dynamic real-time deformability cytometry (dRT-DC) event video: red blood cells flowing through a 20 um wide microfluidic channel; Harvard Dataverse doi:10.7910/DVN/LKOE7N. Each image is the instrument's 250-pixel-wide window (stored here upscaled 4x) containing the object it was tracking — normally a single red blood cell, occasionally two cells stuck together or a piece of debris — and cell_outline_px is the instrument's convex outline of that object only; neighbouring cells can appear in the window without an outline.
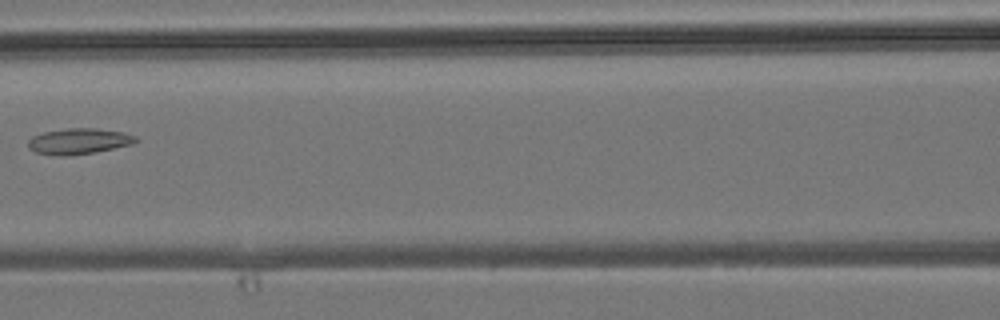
{"species": "common noctule bat (a hibernating species)", "species_latin": "Nyctalus noctula", "temperature_condition": "room temperature", "stored_images_in_passage": 7, "camera_frame_rate_fps": 3000, "um_per_image_px": 0.085, "animal": {"sex": "male", "body_mass_g": 19.2, "forearm_length_mm": 51.8}, "frame": {"image": 1, "passage_image": 6, "time_ms": 6.667, "image_size_px": [1000, 320], "cell_outline_px": [[140, 140], [132, 144], [92, 152], [36, 152], [28, 148], [28, 140], [32, 136], [44, 132], [68, 128], [96, 128], [124, 132], [136, 136]], "centroid_in_image_um": [6.77, 11.93], "position_along_channel_um": 159.8, "area_um2": 15.2}}
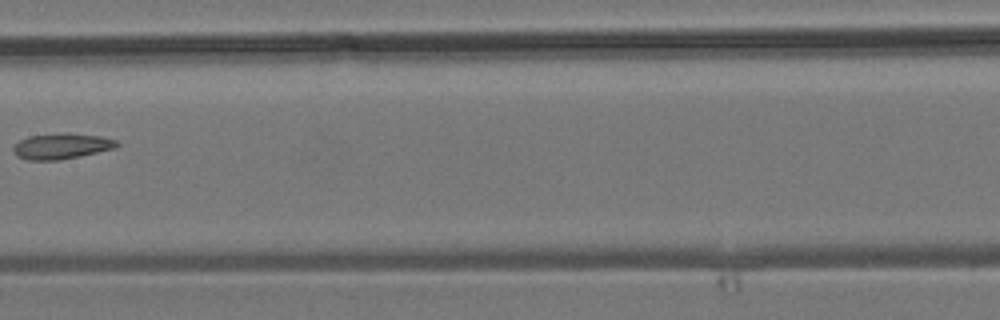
{"frame": {"image": 2, "passage_image": 7, "time_ms": 7.667, "image_size_px": [1000, 320], "cell_outline_px": [[120, 144], [116, 148], [60, 160], [28, 160], [16, 156], [12, 152], [12, 148], [20, 140], [28, 136], [64, 132], [68, 132], [100, 136], [116, 140]], "centroid_in_image_um": [5.22, 12.41], "position_along_channel_um": 202.2, "area_um2": 15.66}}